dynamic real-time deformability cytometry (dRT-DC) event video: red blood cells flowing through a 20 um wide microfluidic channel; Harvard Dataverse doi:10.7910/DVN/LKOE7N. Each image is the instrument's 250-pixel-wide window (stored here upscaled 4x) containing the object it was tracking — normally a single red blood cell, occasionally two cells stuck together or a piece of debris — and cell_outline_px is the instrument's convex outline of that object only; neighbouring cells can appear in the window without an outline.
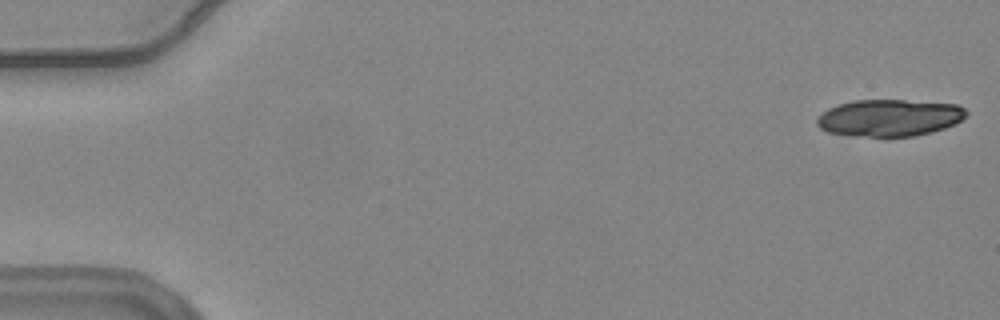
{"species": "common noctule bat (a hibernating species)", "species_latin": "Nyctalus noctula", "temperature_condition": "warm", "stored_images_in_passage": 18, "camera_frame_rate_fps": 3000, "um_per_image_px": 0.085, "animal": {"sex": "female", "body_mass_g": 24.6, "forearm_length_mm": 56.2}, "frame": {"image": 1, "passage_image": 1, "time_ms": 0.0, "image_size_px": [1000, 320], "cell_outline_px": [[968, 112], [960, 120], [944, 128], [932, 132], [916, 136], [848, 136], [828, 132], [820, 128], [816, 124], [816, 120], [828, 108], [852, 100], [904, 100], [960, 104]], "centroid_in_image_um": [75.59, 10.01], "position_along_channel_um": 9.4, "area_um2": 32.14}}